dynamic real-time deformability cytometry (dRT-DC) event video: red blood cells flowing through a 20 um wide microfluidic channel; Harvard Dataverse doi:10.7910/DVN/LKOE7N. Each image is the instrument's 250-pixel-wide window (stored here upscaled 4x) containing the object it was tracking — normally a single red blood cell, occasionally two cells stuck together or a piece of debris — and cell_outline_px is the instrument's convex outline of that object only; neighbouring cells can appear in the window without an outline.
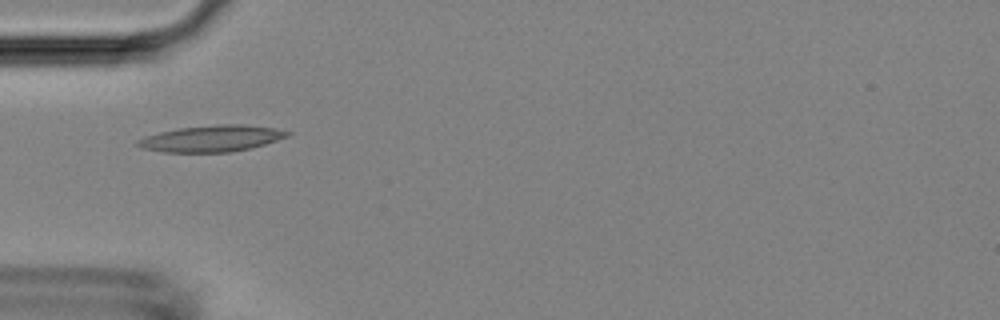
{"species": "Egyptian fruit bat (a non-hibernating species)", "species_latin": "Rousettus aegyptiacus", "temperature_condition": "room temperature", "stored_images_in_passage": 7, "camera_frame_rate_fps": 3000, "um_per_image_px": 0.085, "animal": {"sex": "female"}, "frame": {"image": 1, "passage_image": 4, "time_ms": 4.667, "image_size_px": [1000, 320], "cell_outline_px": [[292, 136], [252, 148], [232, 152], [164, 152], [140, 148], [136, 144], [136, 140], [144, 136], [176, 128], [216, 124], [240, 124], [272, 128], [292, 132]], "centroid_in_image_um": [17.99, 11.77], "position_along_channel_um": 67.0, "area_um2": 23.29}}
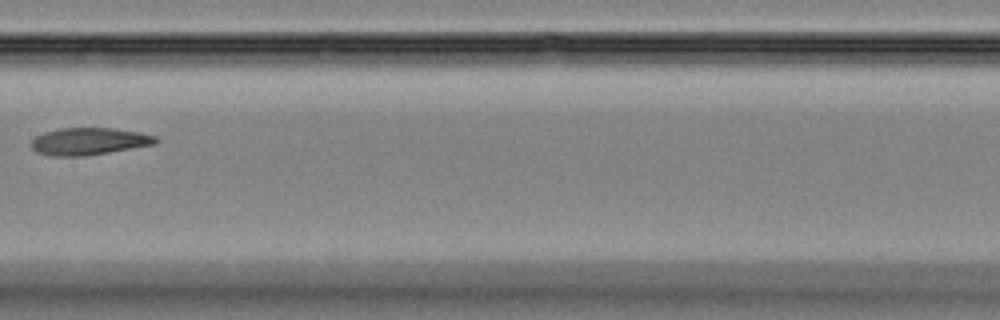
{"frame": {"image": 2, "passage_image": 7, "time_ms": 8.0, "image_size_px": [1000, 320], "cell_outline_px": [[160, 140], [156, 144], [84, 156], [48, 156], [36, 152], [32, 148], [32, 140], [36, 136], [44, 132], [60, 128], [112, 128], [140, 132], [156, 136]], "centroid_in_image_um": [7.57, 12.01], "position_along_channel_um": 199.8, "area_um2": 19.77}}